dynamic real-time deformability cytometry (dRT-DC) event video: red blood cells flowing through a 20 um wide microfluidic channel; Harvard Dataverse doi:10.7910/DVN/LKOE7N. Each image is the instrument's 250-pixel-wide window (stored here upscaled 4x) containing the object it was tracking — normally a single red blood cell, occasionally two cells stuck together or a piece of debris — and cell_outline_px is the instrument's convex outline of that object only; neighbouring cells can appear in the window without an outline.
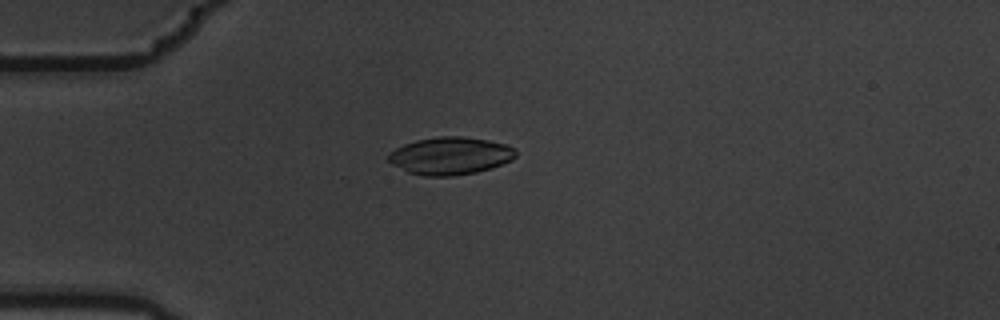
{"species": "common noctule bat (a hibernating species)", "species_latin": "Nyctalus noctula", "temperature_condition": "warm", "stored_images_in_passage": 2, "camera_frame_rate_fps": 3000, "um_per_image_px": 0.085, "animal": {"sex": "male", "body_mass_g": 19.5, "forearm_length_mm": 54.6}, "frame": {"image": 1, "passage_image": 1, "time_ms": 0.0, "image_size_px": [1000, 320], "cell_outline_px": [[516, 156], [512, 160], [492, 168], [476, 172], [452, 176], [424, 176], [408, 172], [392, 164], [388, 160], [388, 156], [396, 148], [404, 144], [416, 140], [440, 136], [460, 136], [488, 140], [504, 144], [516, 148]], "centroid_in_image_um": [38.3, 13.25], "position_along_channel_um": 46.7, "area_um2": 27.8}}